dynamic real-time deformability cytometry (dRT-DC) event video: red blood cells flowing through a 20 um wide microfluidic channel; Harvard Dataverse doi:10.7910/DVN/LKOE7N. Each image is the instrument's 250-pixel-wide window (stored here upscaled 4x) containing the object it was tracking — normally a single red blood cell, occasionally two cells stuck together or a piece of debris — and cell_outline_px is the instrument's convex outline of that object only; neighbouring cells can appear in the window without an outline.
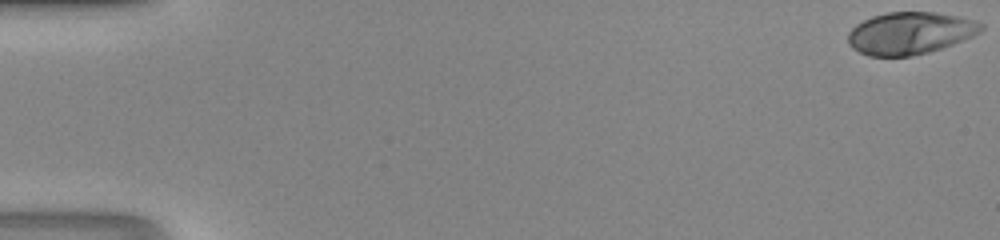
{"species": "human", "species_latin": "Homo sapiens", "temperature_condition": "room temperature", "stored_images_in_passage": 33, "camera_frame_rate_fps": 3000, "um_per_image_px": 0.085, "donor": {"sex": "male"}, "frame": {"image": 1, "passage_image": 1, "time_ms": 0.0, "image_size_px": [1000, 240], "cell_outline_px": [[984, 28], [980, 32], [972, 36], [952, 44], [928, 52], [912, 56], [868, 56], [852, 48], [848, 44], [848, 32], [856, 24], [872, 16], [888, 12], [932, 12], [960, 16], [984, 24]], "centroid_in_image_um": [77.33, 2.81], "position_along_channel_um": 7.7, "area_um2": 32.66}}
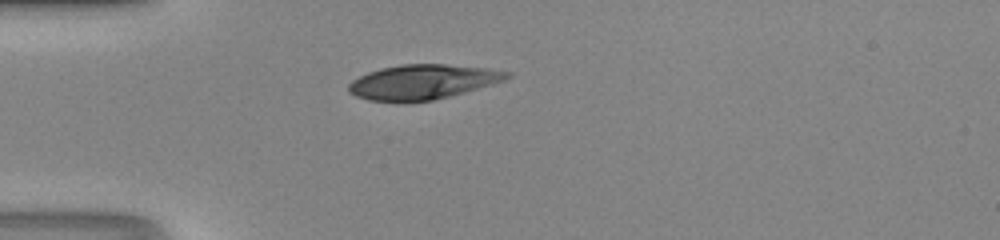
{"frame": {"image": 2, "passage_image": 15, "time_ms": 4.667, "image_size_px": [1000, 240], "cell_outline_px": [[512, 76], [504, 80], [492, 84], [464, 92], [432, 100], [368, 100], [356, 96], [348, 92], [348, 84], [352, 80], [368, 72], [380, 68], [400, 64], [444, 64], [488, 68], [512, 72]], "centroid_in_image_um": [35.94, 6.93], "position_along_channel_um": 49.1, "area_um2": 31.56}}
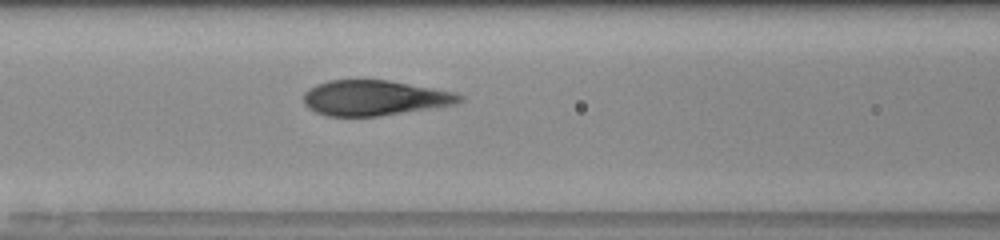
{"frame": {"image": 3, "passage_image": 22, "time_ms": 7.0, "image_size_px": [1000, 240], "cell_outline_px": [[464, 100], [456, 104], [376, 116], [328, 116], [316, 112], [308, 108], [304, 104], [304, 92], [308, 88], [316, 84], [328, 80], [388, 80], [456, 92], [464, 96]], "centroid_in_image_um": [31.82, 8.31], "position_along_channel_um": 134.8, "area_um2": 31.96}}